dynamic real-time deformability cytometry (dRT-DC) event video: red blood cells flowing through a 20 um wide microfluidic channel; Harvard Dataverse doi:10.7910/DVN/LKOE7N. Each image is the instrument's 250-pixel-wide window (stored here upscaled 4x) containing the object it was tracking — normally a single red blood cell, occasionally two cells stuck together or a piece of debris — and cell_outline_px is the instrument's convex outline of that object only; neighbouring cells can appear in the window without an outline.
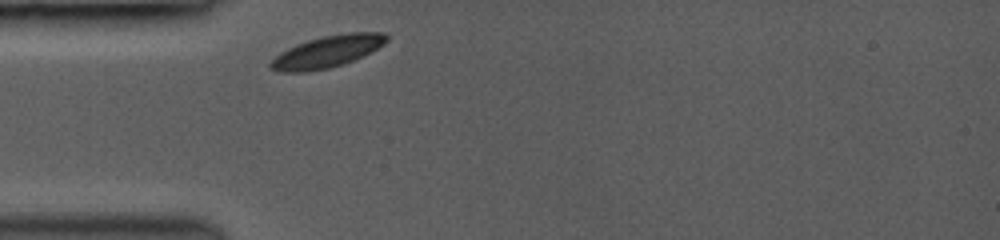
{"species": "common noctule bat (a hibernating species)", "species_latin": "Nyctalus noctula", "temperature_condition": "room temperature", "stored_images_in_passage": 1, "camera_frame_rate_fps": 3000, "um_per_image_px": 0.085, "animal": {"sex": "female", "body_mass_g": 19.0, "forearm_length_mm": 53.3}, "frame": {"image": 1, "passage_image": 1, "time_ms": 0.0, "image_size_px": [1000, 240], "cell_outline_px": [[388, 40], [384, 44], [344, 64], [328, 68], [308, 72], [280, 72], [272, 68], [268, 64], [280, 52], [296, 44], [308, 40], [324, 36], [348, 32], [384, 32], [388, 36]], "centroid_in_image_um": [27.8, 4.38], "position_along_channel_um": 57.2, "area_um2": 21.27}}